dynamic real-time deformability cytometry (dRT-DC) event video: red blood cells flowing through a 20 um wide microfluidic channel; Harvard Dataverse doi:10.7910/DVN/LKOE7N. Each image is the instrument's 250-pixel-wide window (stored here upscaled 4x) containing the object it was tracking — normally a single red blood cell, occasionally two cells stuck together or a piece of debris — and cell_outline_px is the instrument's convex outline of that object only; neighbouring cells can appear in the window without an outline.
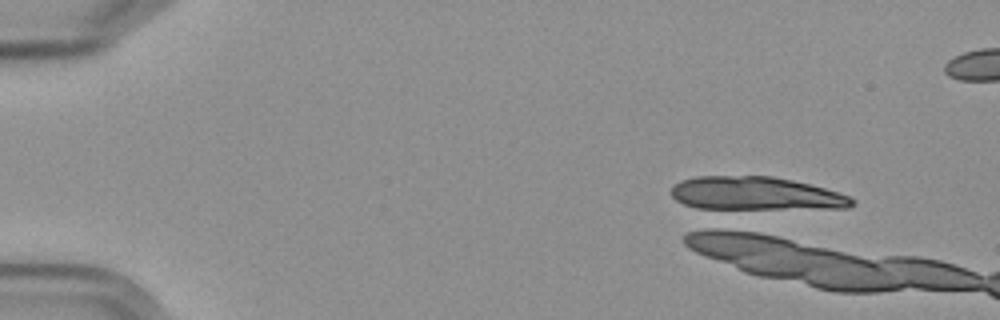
{"species": "Egyptian fruit bat (a non-hibernating species)", "species_latin": "Rousettus aegyptiacus", "temperature_condition": "cold", "stored_images_in_passage": 1, "camera_frame_rate_fps": 3000, "um_per_image_px": 0.085, "frame": {"image": 1, "passage_image": 1, "time_ms": 0.0, "image_size_px": [1000, 320], "cell_outline_px": [[856, 204], [848, 208], [696, 208], [684, 204], [676, 200], [668, 192], [680, 180], [696, 176], [772, 176], [792, 180], [824, 188], [848, 196], [856, 200]], "centroid_in_image_um": [64.21, 16.44], "position_along_channel_um": 20.8, "area_um2": 34.85}}